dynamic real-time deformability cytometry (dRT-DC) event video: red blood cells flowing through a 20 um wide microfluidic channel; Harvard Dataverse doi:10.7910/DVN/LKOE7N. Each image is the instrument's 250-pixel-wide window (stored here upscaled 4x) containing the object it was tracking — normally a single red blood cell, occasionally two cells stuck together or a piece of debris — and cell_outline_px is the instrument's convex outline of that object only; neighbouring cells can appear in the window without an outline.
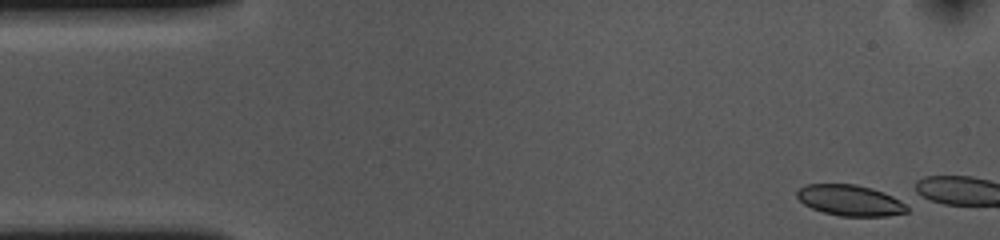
{"species": "common noctule bat (a hibernating species)", "species_latin": "Nyctalus noctula", "temperature_condition": "cold", "stored_images_in_passage": 6, "camera_frame_rate_fps": 3000, "um_per_image_px": 0.085, "animal": {"sex": "female", "body_mass_g": 10.0, "forearm_length_mm": 53.1}, "frame": {"image": 1, "passage_image": 1, "time_ms": 0.0, "image_size_px": [1000, 240], "cell_outline_px": [[908, 212], [888, 216], [840, 216], [824, 212], [812, 208], [804, 204], [796, 196], [796, 192], [800, 188], [808, 184], [856, 184], [872, 188], [908, 200]], "centroid_in_image_um": [72.36, 17.03], "position_along_channel_um": 12.6, "area_um2": 20.23}}